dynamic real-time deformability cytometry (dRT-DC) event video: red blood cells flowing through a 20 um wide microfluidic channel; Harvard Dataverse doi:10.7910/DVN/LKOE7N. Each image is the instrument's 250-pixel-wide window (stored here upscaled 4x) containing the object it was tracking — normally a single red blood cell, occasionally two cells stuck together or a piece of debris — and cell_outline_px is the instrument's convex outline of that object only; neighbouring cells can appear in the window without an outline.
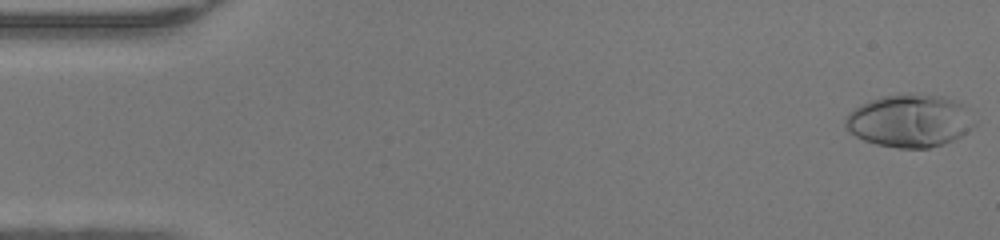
{"species": "human", "species_latin": "Homo sapiens", "temperature_condition": "warm", "stored_images_in_passage": 48, "camera_frame_rate_fps": 3000, "um_per_image_px": 0.085, "donor": {"sex": "female"}, "frame": {"image": 1, "passage_image": 1, "time_ms": 0.0, "image_size_px": [1000, 240], "cell_outline_px": [[976, 124], [972, 128], [960, 136], [944, 144], [928, 148], [896, 148], [876, 144], [864, 140], [848, 132], [844, 128], [844, 120], [848, 112], [868, 100], [884, 96], [908, 92], [944, 96], [956, 100], [964, 104], [968, 108], [976, 120]], "centroid_in_image_um": [77.33, 10.25], "position_along_channel_um": 7.7, "area_um2": 40.46}}
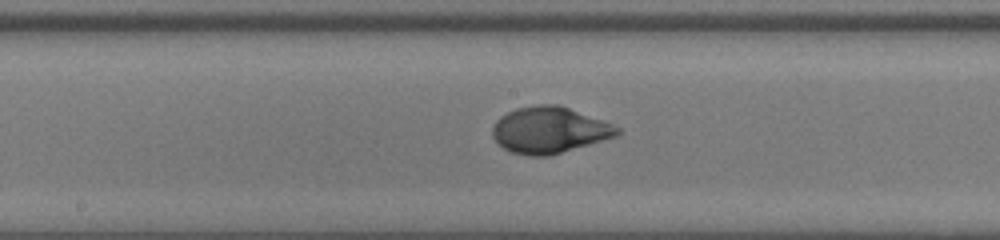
{"frame": {"image": 2, "passage_image": 25, "time_ms": 8.0, "image_size_px": [1000, 240], "cell_outline_px": [[620, 132], [616, 136], [548, 156], [528, 156], [508, 152], [492, 136], [492, 128], [496, 120], [500, 116], [516, 108], [536, 104], [556, 104], [604, 120], [620, 128]], "centroid_in_image_um": [46.66, 11.05], "position_along_channel_um": 201.5, "area_um2": 33.58}}
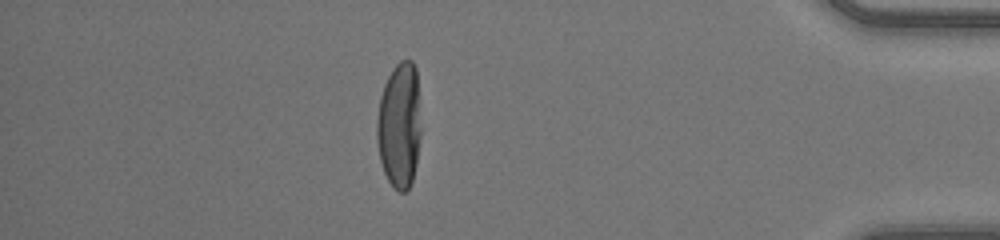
{"frame": {"image": 3, "passage_image": 42, "time_ms": 13.667, "image_size_px": [1000, 240], "cell_outline_px": [[420, 136], [416, 164], [412, 180], [408, 188], [404, 192], [400, 192], [388, 180], [384, 172], [380, 160], [376, 140], [376, 120], [380, 96], [384, 84], [392, 68], [400, 60], [412, 60], [416, 68], [420, 128]], "centroid_in_image_um": [33.93, 10.62], "position_along_channel_um": 401.3, "area_um2": 32.31}, "authors_computed_cell_mechanics": {"area_um2": 33.524, "velocity_mm_per_s": 4.3049, "shape_relaxation_time_tau1_ms": 4.0792, "shape_relaxation_time_tau2_ms": null, "deformation_change_tau1": 0.2521, "deformation_change_tau2": null}}